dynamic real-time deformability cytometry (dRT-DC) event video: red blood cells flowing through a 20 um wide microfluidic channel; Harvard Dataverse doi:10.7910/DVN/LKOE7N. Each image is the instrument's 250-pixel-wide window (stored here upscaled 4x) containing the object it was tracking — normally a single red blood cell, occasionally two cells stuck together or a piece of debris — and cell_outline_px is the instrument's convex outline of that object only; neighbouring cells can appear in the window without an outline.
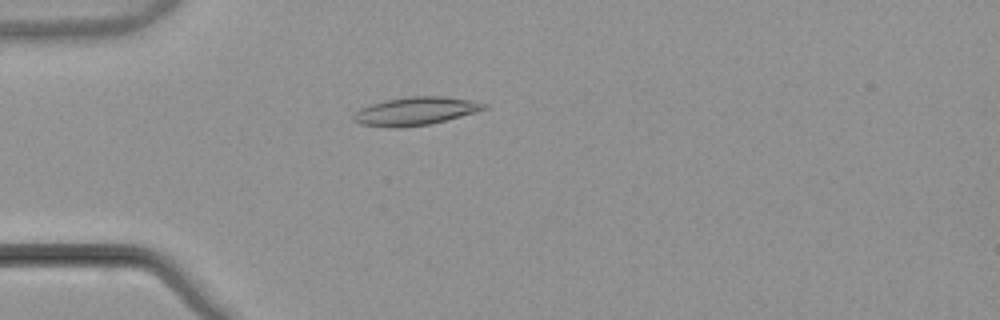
{"species": "common noctule bat (a hibernating species)", "species_latin": "Nyctalus noctula", "temperature_condition": "warm", "stored_images_in_passage": 51, "camera_frame_rate_fps": 3000, "um_per_image_px": 0.085, "animal": {"sex": "male", "body_mass_g": 21.5, "forearm_length_mm": 52.0}, "frame": {"image": 1, "passage_image": 13, "time_ms": 4.0, "image_size_px": [1000, 320], "cell_outline_px": [[488, 108], [444, 120], [428, 124], [400, 128], [396, 128], [360, 124], [352, 120], [352, 116], [360, 108], [384, 100], [412, 96], [444, 96], [472, 100], [488, 104]], "centroid_in_image_um": [35.29, 9.44], "position_along_channel_um": 49.7, "area_um2": 21.21}}
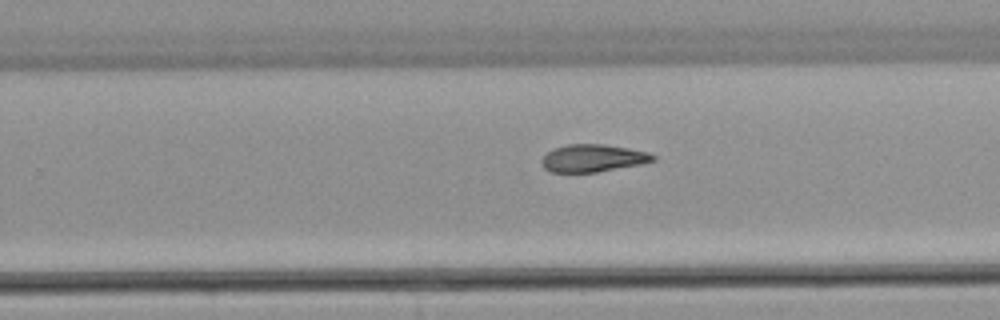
{"frame": {"image": 2, "passage_image": 32, "time_ms": 10.333, "image_size_px": [1000, 320], "cell_outline_px": [[656, 160], [640, 164], [596, 172], [552, 172], [544, 168], [540, 160], [552, 148], [568, 144], [604, 144], [628, 148], [648, 152], [656, 156]], "centroid_in_image_um": [50.38, 13.43], "position_along_channel_um": 279.4, "area_um2": 17.8}}
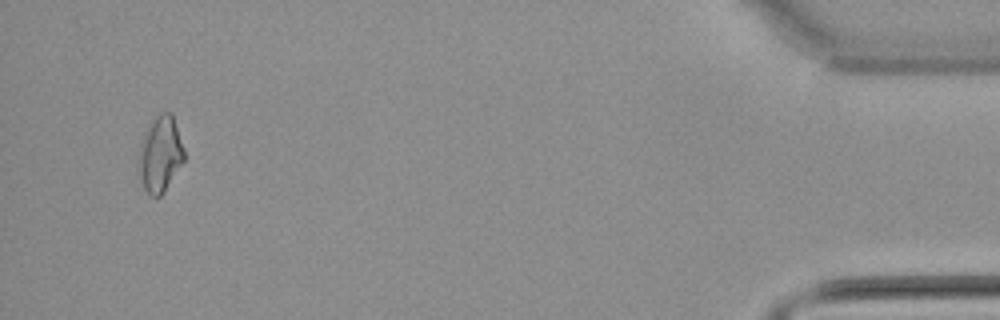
{"frame": {"image": 3, "passage_image": 49, "time_ms": 16.0, "image_size_px": [1000, 320], "cell_outline_px": [[184, 160], [164, 192], [160, 196], [148, 196], [144, 188], [140, 176], [140, 144], [144, 132], [152, 116], [160, 112], [172, 112], [184, 148]], "centroid_in_image_um": [13.63, 13.05], "position_along_channel_um": 421.6, "area_um2": 20.11}, "authors_computed_cell_mechanics": {"area_um2": 18.785, "velocity_mm_per_s": 3.8679, "shape_relaxation_time_tau1_ms": null, "shape_relaxation_time_tau2_ms": 11.1381, "deformation_change_tau1": null, "deformation_change_tau2": 0.2292}}